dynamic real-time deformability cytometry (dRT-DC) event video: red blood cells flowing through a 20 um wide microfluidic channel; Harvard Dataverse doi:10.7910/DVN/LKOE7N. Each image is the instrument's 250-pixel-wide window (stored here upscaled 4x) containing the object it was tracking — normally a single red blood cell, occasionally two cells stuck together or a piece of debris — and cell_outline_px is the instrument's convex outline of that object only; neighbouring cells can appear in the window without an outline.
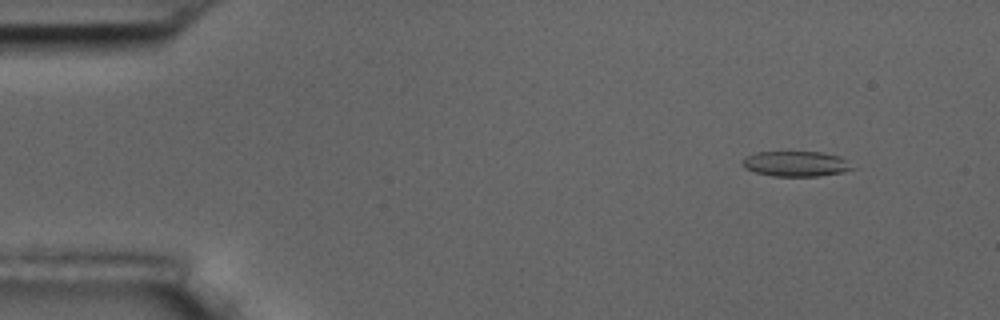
{"species": "common noctule bat (a hibernating species)", "species_latin": "Nyctalus noctula", "temperature_condition": "room temperature", "stored_images_in_passage": 4, "camera_frame_rate_fps": 3000, "um_per_image_px": 0.085, "animal": {"sex": "male", "body_mass_g": 17.5, "forearm_length_mm": 52.3}, "frame": {"image": 1, "passage_image": 1, "time_ms": 0.0, "image_size_px": [1000, 320], "cell_outline_px": [[860, 168], [844, 172], [820, 176], [772, 176], [756, 172], [744, 168], [740, 164], [740, 160], [744, 156], [756, 152], [820, 152], [840, 156]], "centroid_in_image_um": [67.68, 13.92], "position_along_channel_um": 17.3, "area_um2": 16.65}}